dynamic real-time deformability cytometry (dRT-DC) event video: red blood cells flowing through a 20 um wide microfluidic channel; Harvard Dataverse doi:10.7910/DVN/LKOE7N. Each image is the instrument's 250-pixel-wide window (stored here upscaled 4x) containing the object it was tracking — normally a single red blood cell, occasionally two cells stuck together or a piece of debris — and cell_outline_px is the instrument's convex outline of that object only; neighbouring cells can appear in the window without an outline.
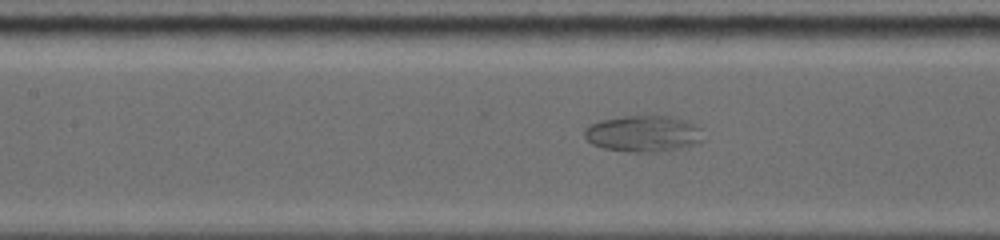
{"species": "common noctule bat (a hibernating species)", "species_latin": "Nyctalus noctula", "temperature_condition": "warm", "stored_images_in_passage": 44, "camera_frame_rate_fps": 5000, "um_per_image_px": 0.085, "animal": {"sex": "female", "body_mass_g": 19.0, "forearm_length_mm": 53.3}, "frame": {"image": 1, "passage_image": 37, "time_ms": 5.0, "image_size_px": [1000, 240], "cell_outline_px": [[704, 140], [696, 144], [680, 148], [660, 152], [628, 152], [604, 148], [592, 144], [584, 136], [584, 128], [588, 124], [600, 120], [620, 116], [672, 116], [688, 120], [696, 124], [700, 128]], "centroid_in_image_um": [54.69, 11.35], "position_along_channel_um": 152.7, "area_um2": 25.61}}
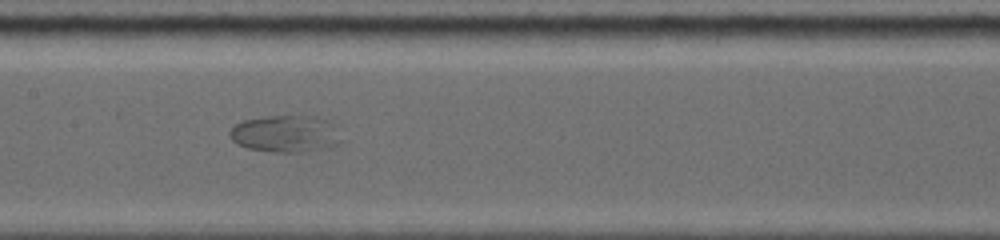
{"frame": {"image": 2, "passage_image": 43, "time_ms": 5.8, "image_size_px": [1000, 240], "cell_outline_px": [[344, 140], [340, 144], [328, 148], [300, 152], [272, 152], [248, 148], [236, 144], [232, 140], [228, 132], [236, 124], [244, 120], [268, 116], [316, 116], [328, 120], [336, 124]], "centroid_in_image_um": [24.35, 11.38], "position_along_channel_um": 183.0, "area_um2": 24.51}}